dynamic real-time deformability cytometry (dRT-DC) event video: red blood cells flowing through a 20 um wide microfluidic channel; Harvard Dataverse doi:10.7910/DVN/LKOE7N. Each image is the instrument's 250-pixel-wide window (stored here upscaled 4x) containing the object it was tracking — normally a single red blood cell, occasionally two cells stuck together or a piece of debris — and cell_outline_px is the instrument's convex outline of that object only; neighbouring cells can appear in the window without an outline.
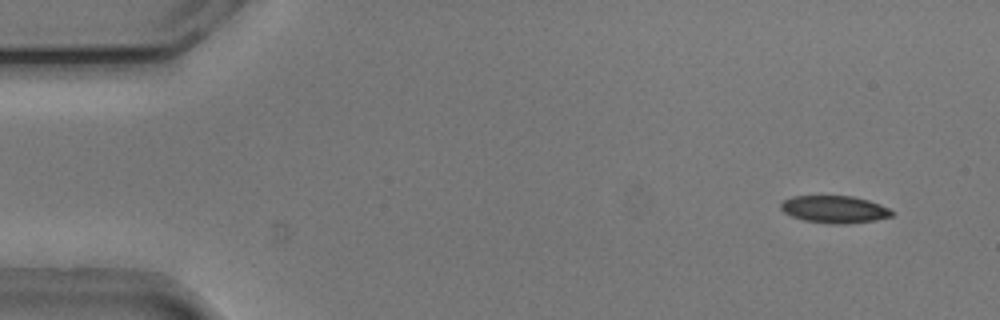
{"species": "common noctule bat (a hibernating species)", "species_latin": "Nyctalus noctula", "temperature_condition": "cold", "stored_images_in_passage": 27, "camera_frame_rate_fps": 3000, "um_per_image_px": 0.085, "animal": {"sex": "male", "body_mass_g": 20.5, "forearm_length_mm": 52.5}, "frame": {"image": 1, "passage_image": 4, "time_ms": 1.0, "image_size_px": [1000, 320], "cell_outline_px": [[896, 212], [892, 216], [876, 220], [848, 224], [832, 224], [804, 220], [792, 216], [784, 212], [780, 208], [780, 204], [784, 200], [792, 196], [852, 196], [868, 200], [880, 204]], "centroid_in_image_um": [70.96, 17.8], "position_along_channel_um": 14.0, "area_um2": 17.74}}
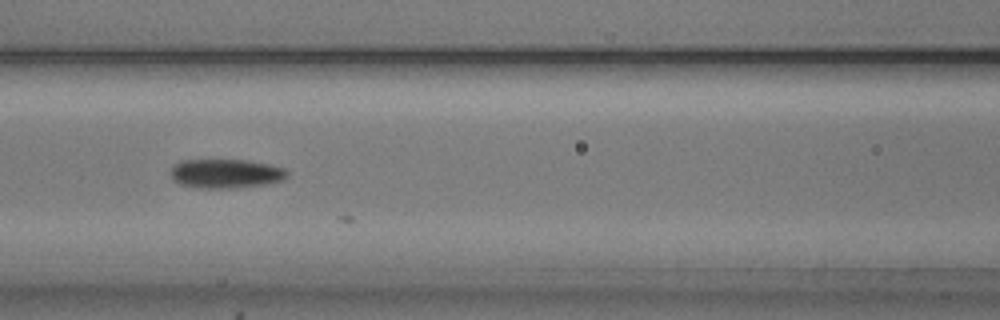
{"frame": {"image": 2, "passage_image": 23, "time_ms": 7.333, "image_size_px": [1000, 320], "cell_outline_px": [[288, 176], [284, 180], [268, 184], [236, 188], [196, 188], [180, 184], [172, 180], [172, 168], [180, 160], [248, 160], [272, 164], [284, 168], [288, 172]], "centroid_in_image_um": [19.24, 14.76], "position_along_channel_um": 147.4, "area_um2": 20.06}}
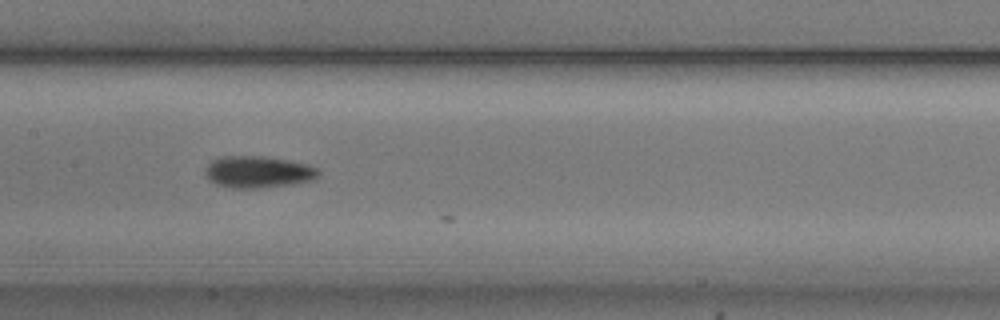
{"frame": {"image": 3, "passage_image": 26, "time_ms": 8.333, "image_size_px": [1000, 320], "cell_outline_px": [[320, 172], [316, 180], [292, 184], [260, 188], [232, 188], [216, 184], [208, 180], [204, 172], [208, 164], [212, 160], [220, 156], [264, 156], [288, 160], [308, 164], [320, 168]], "centroid_in_image_um": [21.96, 14.61], "position_along_channel_um": 185.4, "area_um2": 21.33}}